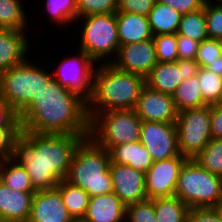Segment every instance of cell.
Listing matches in <instances>:
<instances>
[{"instance_id": "obj_1", "label": "cell", "mask_w": 222, "mask_h": 222, "mask_svg": "<svg viewBox=\"0 0 222 222\" xmlns=\"http://www.w3.org/2000/svg\"><path fill=\"white\" fill-rule=\"evenodd\" d=\"M18 115L21 131L89 137L87 101L53 77Z\"/></svg>"}, {"instance_id": "obj_2", "label": "cell", "mask_w": 222, "mask_h": 222, "mask_svg": "<svg viewBox=\"0 0 222 222\" xmlns=\"http://www.w3.org/2000/svg\"><path fill=\"white\" fill-rule=\"evenodd\" d=\"M83 139L77 134L20 131L11 158L25 168L36 191L52 189L66 179L74 151Z\"/></svg>"}, {"instance_id": "obj_3", "label": "cell", "mask_w": 222, "mask_h": 222, "mask_svg": "<svg viewBox=\"0 0 222 222\" xmlns=\"http://www.w3.org/2000/svg\"><path fill=\"white\" fill-rule=\"evenodd\" d=\"M145 85V77L101 62L95 68L92 95L87 101L89 119L104 111L134 109Z\"/></svg>"}, {"instance_id": "obj_4", "label": "cell", "mask_w": 222, "mask_h": 222, "mask_svg": "<svg viewBox=\"0 0 222 222\" xmlns=\"http://www.w3.org/2000/svg\"><path fill=\"white\" fill-rule=\"evenodd\" d=\"M110 162L109 151L90 137L84 138L74 151L65 180L81 187L90 197L112 193Z\"/></svg>"}, {"instance_id": "obj_5", "label": "cell", "mask_w": 222, "mask_h": 222, "mask_svg": "<svg viewBox=\"0 0 222 222\" xmlns=\"http://www.w3.org/2000/svg\"><path fill=\"white\" fill-rule=\"evenodd\" d=\"M52 78V73L25 61L0 74V98L19 114Z\"/></svg>"}, {"instance_id": "obj_6", "label": "cell", "mask_w": 222, "mask_h": 222, "mask_svg": "<svg viewBox=\"0 0 222 222\" xmlns=\"http://www.w3.org/2000/svg\"><path fill=\"white\" fill-rule=\"evenodd\" d=\"M175 196L189 208H213L222 199V177L187 159L179 172Z\"/></svg>"}, {"instance_id": "obj_7", "label": "cell", "mask_w": 222, "mask_h": 222, "mask_svg": "<svg viewBox=\"0 0 222 222\" xmlns=\"http://www.w3.org/2000/svg\"><path fill=\"white\" fill-rule=\"evenodd\" d=\"M142 120L133 109L97 113L90 120L89 137L109 151L112 147L140 140Z\"/></svg>"}, {"instance_id": "obj_8", "label": "cell", "mask_w": 222, "mask_h": 222, "mask_svg": "<svg viewBox=\"0 0 222 222\" xmlns=\"http://www.w3.org/2000/svg\"><path fill=\"white\" fill-rule=\"evenodd\" d=\"M78 19L84 20L80 50L85 51L95 63H111L110 55L116 57L120 46L116 13L93 14ZM105 59L106 62L103 61Z\"/></svg>"}, {"instance_id": "obj_9", "label": "cell", "mask_w": 222, "mask_h": 222, "mask_svg": "<svg viewBox=\"0 0 222 222\" xmlns=\"http://www.w3.org/2000/svg\"><path fill=\"white\" fill-rule=\"evenodd\" d=\"M175 126L180 154L193 159L212 139L210 106L178 112Z\"/></svg>"}, {"instance_id": "obj_10", "label": "cell", "mask_w": 222, "mask_h": 222, "mask_svg": "<svg viewBox=\"0 0 222 222\" xmlns=\"http://www.w3.org/2000/svg\"><path fill=\"white\" fill-rule=\"evenodd\" d=\"M76 56L64 58L58 65L57 70L52 72V77L68 90L77 93L86 101L91 98L94 76V61L89 55L78 50Z\"/></svg>"}, {"instance_id": "obj_11", "label": "cell", "mask_w": 222, "mask_h": 222, "mask_svg": "<svg viewBox=\"0 0 222 222\" xmlns=\"http://www.w3.org/2000/svg\"><path fill=\"white\" fill-rule=\"evenodd\" d=\"M187 159L179 154L167 160L155 161L145 173L147 199L175 196L179 172Z\"/></svg>"}, {"instance_id": "obj_12", "label": "cell", "mask_w": 222, "mask_h": 222, "mask_svg": "<svg viewBox=\"0 0 222 222\" xmlns=\"http://www.w3.org/2000/svg\"><path fill=\"white\" fill-rule=\"evenodd\" d=\"M140 142L148 150L154 162L180 154L175 124L143 121Z\"/></svg>"}, {"instance_id": "obj_13", "label": "cell", "mask_w": 222, "mask_h": 222, "mask_svg": "<svg viewBox=\"0 0 222 222\" xmlns=\"http://www.w3.org/2000/svg\"><path fill=\"white\" fill-rule=\"evenodd\" d=\"M111 64L117 69L146 77L158 63L153 39L120 45Z\"/></svg>"}, {"instance_id": "obj_14", "label": "cell", "mask_w": 222, "mask_h": 222, "mask_svg": "<svg viewBox=\"0 0 222 222\" xmlns=\"http://www.w3.org/2000/svg\"><path fill=\"white\" fill-rule=\"evenodd\" d=\"M143 121L175 124L178 111L172 95L156 91L145 85L133 109Z\"/></svg>"}, {"instance_id": "obj_15", "label": "cell", "mask_w": 222, "mask_h": 222, "mask_svg": "<svg viewBox=\"0 0 222 222\" xmlns=\"http://www.w3.org/2000/svg\"><path fill=\"white\" fill-rule=\"evenodd\" d=\"M113 193L127 206L147 199L145 173L130 166L110 163Z\"/></svg>"}, {"instance_id": "obj_16", "label": "cell", "mask_w": 222, "mask_h": 222, "mask_svg": "<svg viewBox=\"0 0 222 222\" xmlns=\"http://www.w3.org/2000/svg\"><path fill=\"white\" fill-rule=\"evenodd\" d=\"M29 219L32 222H71L73 220L56 187L34 193Z\"/></svg>"}, {"instance_id": "obj_17", "label": "cell", "mask_w": 222, "mask_h": 222, "mask_svg": "<svg viewBox=\"0 0 222 222\" xmlns=\"http://www.w3.org/2000/svg\"><path fill=\"white\" fill-rule=\"evenodd\" d=\"M26 31L0 28V74L28 60L26 53L30 43Z\"/></svg>"}, {"instance_id": "obj_18", "label": "cell", "mask_w": 222, "mask_h": 222, "mask_svg": "<svg viewBox=\"0 0 222 222\" xmlns=\"http://www.w3.org/2000/svg\"><path fill=\"white\" fill-rule=\"evenodd\" d=\"M126 205L115 193L90 197L83 217L87 222H124Z\"/></svg>"}, {"instance_id": "obj_19", "label": "cell", "mask_w": 222, "mask_h": 222, "mask_svg": "<svg viewBox=\"0 0 222 222\" xmlns=\"http://www.w3.org/2000/svg\"><path fill=\"white\" fill-rule=\"evenodd\" d=\"M116 21L120 45L153 38L148 16L117 11Z\"/></svg>"}, {"instance_id": "obj_20", "label": "cell", "mask_w": 222, "mask_h": 222, "mask_svg": "<svg viewBox=\"0 0 222 222\" xmlns=\"http://www.w3.org/2000/svg\"><path fill=\"white\" fill-rule=\"evenodd\" d=\"M34 193L13 190L0 181V219L29 218Z\"/></svg>"}, {"instance_id": "obj_21", "label": "cell", "mask_w": 222, "mask_h": 222, "mask_svg": "<svg viewBox=\"0 0 222 222\" xmlns=\"http://www.w3.org/2000/svg\"><path fill=\"white\" fill-rule=\"evenodd\" d=\"M110 163L130 166L133 169L140 170L144 173L154 163L148 150L139 141L124 143L109 150Z\"/></svg>"}, {"instance_id": "obj_22", "label": "cell", "mask_w": 222, "mask_h": 222, "mask_svg": "<svg viewBox=\"0 0 222 222\" xmlns=\"http://www.w3.org/2000/svg\"><path fill=\"white\" fill-rule=\"evenodd\" d=\"M182 65L176 62H158L145 77L153 90L172 95L182 80Z\"/></svg>"}, {"instance_id": "obj_23", "label": "cell", "mask_w": 222, "mask_h": 222, "mask_svg": "<svg viewBox=\"0 0 222 222\" xmlns=\"http://www.w3.org/2000/svg\"><path fill=\"white\" fill-rule=\"evenodd\" d=\"M181 17L172 7L156 0L148 14L152 35L177 34Z\"/></svg>"}, {"instance_id": "obj_24", "label": "cell", "mask_w": 222, "mask_h": 222, "mask_svg": "<svg viewBox=\"0 0 222 222\" xmlns=\"http://www.w3.org/2000/svg\"><path fill=\"white\" fill-rule=\"evenodd\" d=\"M0 181L7 187L21 192H36L25 168L12 158L0 162Z\"/></svg>"}, {"instance_id": "obj_25", "label": "cell", "mask_w": 222, "mask_h": 222, "mask_svg": "<svg viewBox=\"0 0 222 222\" xmlns=\"http://www.w3.org/2000/svg\"><path fill=\"white\" fill-rule=\"evenodd\" d=\"M56 188L59 190L63 203L72 218H83L90 201L88 193L81 187L70 184L65 179L61 180Z\"/></svg>"}, {"instance_id": "obj_26", "label": "cell", "mask_w": 222, "mask_h": 222, "mask_svg": "<svg viewBox=\"0 0 222 222\" xmlns=\"http://www.w3.org/2000/svg\"><path fill=\"white\" fill-rule=\"evenodd\" d=\"M172 97L178 112L205 106L197 75L183 80Z\"/></svg>"}, {"instance_id": "obj_27", "label": "cell", "mask_w": 222, "mask_h": 222, "mask_svg": "<svg viewBox=\"0 0 222 222\" xmlns=\"http://www.w3.org/2000/svg\"><path fill=\"white\" fill-rule=\"evenodd\" d=\"M156 222H186L189 207L177 196L153 199Z\"/></svg>"}, {"instance_id": "obj_28", "label": "cell", "mask_w": 222, "mask_h": 222, "mask_svg": "<svg viewBox=\"0 0 222 222\" xmlns=\"http://www.w3.org/2000/svg\"><path fill=\"white\" fill-rule=\"evenodd\" d=\"M177 35H183L198 42L209 38L204 7L182 15Z\"/></svg>"}, {"instance_id": "obj_29", "label": "cell", "mask_w": 222, "mask_h": 222, "mask_svg": "<svg viewBox=\"0 0 222 222\" xmlns=\"http://www.w3.org/2000/svg\"><path fill=\"white\" fill-rule=\"evenodd\" d=\"M27 22L20 0H0V28L26 30Z\"/></svg>"}, {"instance_id": "obj_30", "label": "cell", "mask_w": 222, "mask_h": 222, "mask_svg": "<svg viewBox=\"0 0 222 222\" xmlns=\"http://www.w3.org/2000/svg\"><path fill=\"white\" fill-rule=\"evenodd\" d=\"M197 77L203 94L204 105L219 104L222 99V77L201 67L198 70Z\"/></svg>"}, {"instance_id": "obj_31", "label": "cell", "mask_w": 222, "mask_h": 222, "mask_svg": "<svg viewBox=\"0 0 222 222\" xmlns=\"http://www.w3.org/2000/svg\"><path fill=\"white\" fill-rule=\"evenodd\" d=\"M193 160L210 173L222 177V139H211Z\"/></svg>"}, {"instance_id": "obj_32", "label": "cell", "mask_w": 222, "mask_h": 222, "mask_svg": "<svg viewBox=\"0 0 222 222\" xmlns=\"http://www.w3.org/2000/svg\"><path fill=\"white\" fill-rule=\"evenodd\" d=\"M45 11L49 19L57 25L64 26L77 21L78 3L76 0H47Z\"/></svg>"}, {"instance_id": "obj_33", "label": "cell", "mask_w": 222, "mask_h": 222, "mask_svg": "<svg viewBox=\"0 0 222 222\" xmlns=\"http://www.w3.org/2000/svg\"><path fill=\"white\" fill-rule=\"evenodd\" d=\"M157 62H176L177 34H161L153 36Z\"/></svg>"}, {"instance_id": "obj_34", "label": "cell", "mask_w": 222, "mask_h": 222, "mask_svg": "<svg viewBox=\"0 0 222 222\" xmlns=\"http://www.w3.org/2000/svg\"><path fill=\"white\" fill-rule=\"evenodd\" d=\"M78 17L93 14H108L118 11L119 0H76Z\"/></svg>"}, {"instance_id": "obj_35", "label": "cell", "mask_w": 222, "mask_h": 222, "mask_svg": "<svg viewBox=\"0 0 222 222\" xmlns=\"http://www.w3.org/2000/svg\"><path fill=\"white\" fill-rule=\"evenodd\" d=\"M156 222L153 199L126 206L125 222Z\"/></svg>"}, {"instance_id": "obj_36", "label": "cell", "mask_w": 222, "mask_h": 222, "mask_svg": "<svg viewBox=\"0 0 222 222\" xmlns=\"http://www.w3.org/2000/svg\"><path fill=\"white\" fill-rule=\"evenodd\" d=\"M207 35L211 39L222 37V2L204 4Z\"/></svg>"}, {"instance_id": "obj_37", "label": "cell", "mask_w": 222, "mask_h": 222, "mask_svg": "<svg viewBox=\"0 0 222 222\" xmlns=\"http://www.w3.org/2000/svg\"><path fill=\"white\" fill-rule=\"evenodd\" d=\"M221 56L220 46L217 39L208 38L200 42L195 60L199 67L206 68L210 62Z\"/></svg>"}, {"instance_id": "obj_38", "label": "cell", "mask_w": 222, "mask_h": 222, "mask_svg": "<svg viewBox=\"0 0 222 222\" xmlns=\"http://www.w3.org/2000/svg\"><path fill=\"white\" fill-rule=\"evenodd\" d=\"M156 0H119L118 11L148 16Z\"/></svg>"}, {"instance_id": "obj_39", "label": "cell", "mask_w": 222, "mask_h": 222, "mask_svg": "<svg viewBox=\"0 0 222 222\" xmlns=\"http://www.w3.org/2000/svg\"><path fill=\"white\" fill-rule=\"evenodd\" d=\"M21 129L0 128V158H11L15 139L20 135Z\"/></svg>"}, {"instance_id": "obj_40", "label": "cell", "mask_w": 222, "mask_h": 222, "mask_svg": "<svg viewBox=\"0 0 222 222\" xmlns=\"http://www.w3.org/2000/svg\"><path fill=\"white\" fill-rule=\"evenodd\" d=\"M0 128L21 129L19 115L0 98Z\"/></svg>"}, {"instance_id": "obj_41", "label": "cell", "mask_w": 222, "mask_h": 222, "mask_svg": "<svg viewBox=\"0 0 222 222\" xmlns=\"http://www.w3.org/2000/svg\"><path fill=\"white\" fill-rule=\"evenodd\" d=\"M200 42L183 35H177L178 59H195Z\"/></svg>"}, {"instance_id": "obj_42", "label": "cell", "mask_w": 222, "mask_h": 222, "mask_svg": "<svg viewBox=\"0 0 222 222\" xmlns=\"http://www.w3.org/2000/svg\"><path fill=\"white\" fill-rule=\"evenodd\" d=\"M162 4L169 5L181 15L197 11L204 7L203 0H157Z\"/></svg>"}, {"instance_id": "obj_43", "label": "cell", "mask_w": 222, "mask_h": 222, "mask_svg": "<svg viewBox=\"0 0 222 222\" xmlns=\"http://www.w3.org/2000/svg\"><path fill=\"white\" fill-rule=\"evenodd\" d=\"M186 222H222L213 208H189Z\"/></svg>"}, {"instance_id": "obj_44", "label": "cell", "mask_w": 222, "mask_h": 222, "mask_svg": "<svg viewBox=\"0 0 222 222\" xmlns=\"http://www.w3.org/2000/svg\"><path fill=\"white\" fill-rule=\"evenodd\" d=\"M212 139H222V105H210Z\"/></svg>"}, {"instance_id": "obj_45", "label": "cell", "mask_w": 222, "mask_h": 222, "mask_svg": "<svg viewBox=\"0 0 222 222\" xmlns=\"http://www.w3.org/2000/svg\"><path fill=\"white\" fill-rule=\"evenodd\" d=\"M182 65V80L192 78L198 74L199 64L195 59H178Z\"/></svg>"}, {"instance_id": "obj_46", "label": "cell", "mask_w": 222, "mask_h": 222, "mask_svg": "<svg viewBox=\"0 0 222 222\" xmlns=\"http://www.w3.org/2000/svg\"><path fill=\"white\" fill-rule=\"evenodd\" d=\"M206 69L222 77V56L216 58L213 62H210Z\"/></svg>"}, {"instance_id": "obj_47", "label": "cell", "mask_w": 222, "mask_h": 222, "mask_svg": "<svg viewBox=\"0 0 222 222\" xmlns=\"http://www.w3.org/2000/svg\"><path fill=\"white\" fill-rule=\"evenodd\" d=\"M213 209L222 221V199L213 207Z\"/></svg>"}, {"instance_id": "obj_48", "label": "cell", "mask_w": 222, "mask_h": 222, "mask_svg": "<svg viewBox=\"0 0 222 222\" xmlns=\"http://www.w3.org/2000/svg\"><path fill=\"white\" fill-rule=\"evenodd\" d=\"M13 222H32V221L29 218H27V219L13 220Z\"/></svg>"}, {"instance_id": "obj_49", "label": "cell", "mask_w": 222, "mask_h": 222, "mask_svg": "<svg viewBox=\"0 0 222 222\" xmlns=\"http://www.w3.org/2000/svg\"><path fill=\"white\" fill-rule=\"evenodd\" d=\"M218 43H219V46H220V52H221V56H222V37L218 38Z\"/></svg>"}, {"instance_id": "obj_50", "label": "cell", "mask_w": 222, "mask_h": 222, "mask_svg": "<svg viewBox=\"0 0 222 222\" xmlns=\"http://www.w3.org/2000/svg\"><path fill=\"white\" fill-rule=\"evenodd\" d=\"M71 222H87V221L84 220L83 218H79V219H73Z\"/></svg>"}, {"instance_id": "obj_51", "label": "cell", "mask_w": 222, "mask_h": 222, "mask_svg": "<svg viewBox=\"0 0 222 222\" xmlns=\"http://www.w3.org/2000/svg\"><path fill=\"white\" fill-rule=\"evenodd\" d=\"M213 1V3H214V1L215 0H203V2L206 4V3H211ZM217 1H219V2H222V0H216V3H217Z\"/></svg>"}, {"instance_id": "obj_52", "label": "cell", "mask_w": 222, "mask_h": 222, "mask_svg": "<svg viewBox=\"0 0 222 222\" xmlns=\"http://www.w3.org/2000/svg\"><path fill=\"white\" fill-rule=\"evenodd\" d=\"M0 222H13V220H4V219H0Z\"/></svg>"}]
</instances>
